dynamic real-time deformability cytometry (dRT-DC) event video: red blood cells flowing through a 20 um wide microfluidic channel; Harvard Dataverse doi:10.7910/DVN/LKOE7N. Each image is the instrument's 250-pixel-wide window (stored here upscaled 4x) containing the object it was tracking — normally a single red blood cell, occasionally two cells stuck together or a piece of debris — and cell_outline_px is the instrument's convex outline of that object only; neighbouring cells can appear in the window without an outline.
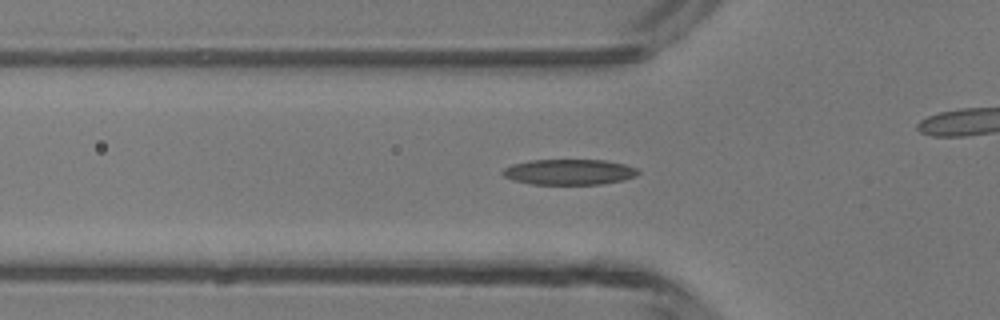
{"species": "common noctule bat (a hibernating species)", "species_latin": "Nyctalus noctula", "temperature_condition": "room temperature", "stored_images_in_passage": 43, "camera_frame_rate_fps": 3000, "um_per_image_px": 0.085, "animal": {"sex": "male", "body_mass_g": 13.3}, "frame": {"image": 1, "passage_image": 16, "time_ms": 5.0, "image_size_px": [1000, 320], "cell_outline_px": [[640, 172], [636, 176], [624, 180], [600, 184], [532, 184], [512, 180], [504, 176], [500, 172], [504, 168], [512, 164], [532, 160], [604, 160], [624, 164], [636, 168]], "centroid_in_image_um": [48.37, 14.62], "position_along_channel_um": 77.4, "area_um2": 20.17}}
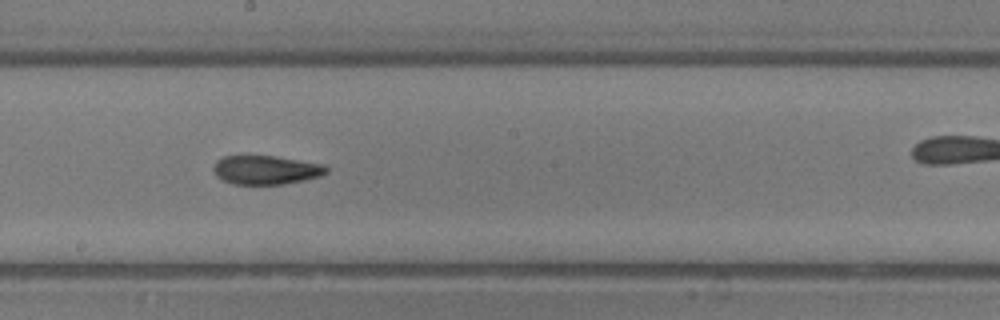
{"frame": {"image": 2, "passage_image": 26, "time_ms": 8.333, "image_size_px": [1000, 320], "cell_outline_px": [[328, 172], [320, 176], [304, 180], [284, 184], [232, 184], [216, 176], [212, 168], [216, 160], [224, 156], [272, 156], [320, 164], [328, 168]], "centroid_in_image_um": [22.56, 14.45], "position_along_channel_um": 225.6, "area_um2": 18.79}}
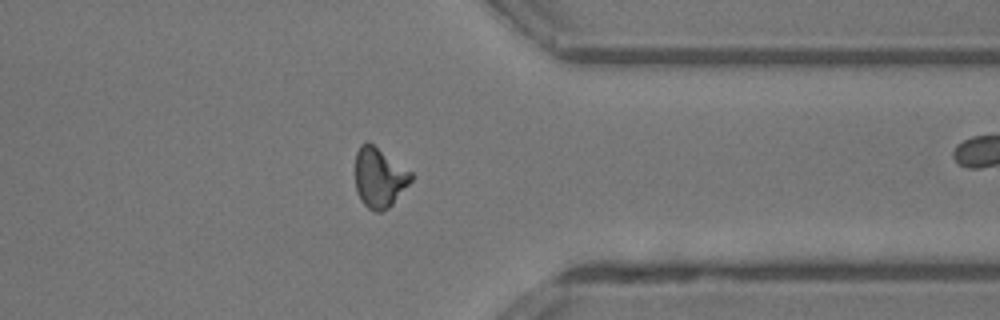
{"frame": {"image": 3, "passage_image": 37, "time_ms": 12.0, "image_size_px": [1000, 320], "cell_outline_px": [[412, 180], [392, 204], [388, 208], [380, 212], [372, 212], [360, 200], [356, 192], [356, 152], [360, 144], [368, 140], [412, 172]], "centroid_in_image_um": [32.22, 15.09], "position_along_channel_um": 379.2, "area_um2": 19.54}, "authors_computed_cell_mechanics": {"area_um2": 19.1896, "velocity_mm_per_s": 4.4134, "shape_relaxation_time_tau1_ms": 8.6472, "shape_relaxation_time_tau2_ms": 2.9233, "deformation_change_tau1": 0.2642, "deformation_change_tau2": 0.1254}}